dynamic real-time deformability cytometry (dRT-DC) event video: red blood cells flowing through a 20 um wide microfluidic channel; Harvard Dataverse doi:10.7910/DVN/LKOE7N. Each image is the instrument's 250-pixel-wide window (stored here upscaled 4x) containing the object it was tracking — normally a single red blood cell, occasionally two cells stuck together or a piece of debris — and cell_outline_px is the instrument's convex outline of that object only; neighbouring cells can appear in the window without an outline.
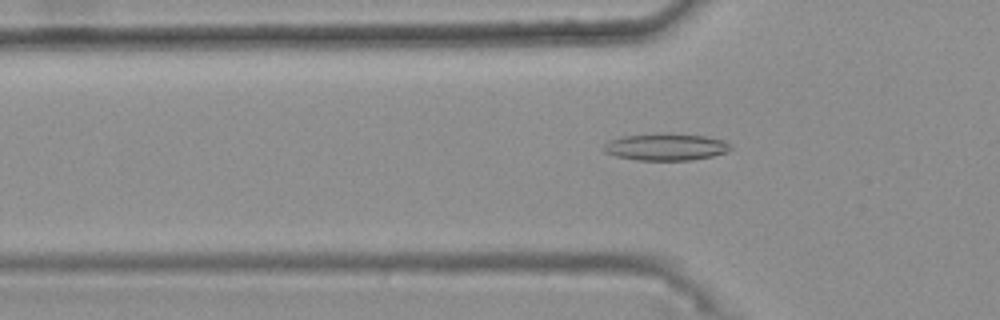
{"species": "common noctule bat (a hibernating species)", "species_latin": "Nyctalus noctula", "temperature_condition": "warm", "stored_images_in_passage": 49, "camera_frame_rate_fps": 3000, "um_per_image_px": 0.085, "animal": {"sex": "female", "body_mass_g": 25.1}, "frame": {"image": 1, "passage_image": 18, "time_ms": 5.667, "image_size_px": [1000, 320], "cell_outline_px": [[732, 148], [724, 152], [712, 156], [692, 160], [636, 160], [616, 156], [604, 152], [604, 144], [608, 140], [624, 136], [704, 136], [724, 140]], "centroid_in_image_um": [56.57, 12.54], "position_along_channel_um": 69.2, "area_um2": 18.84}}
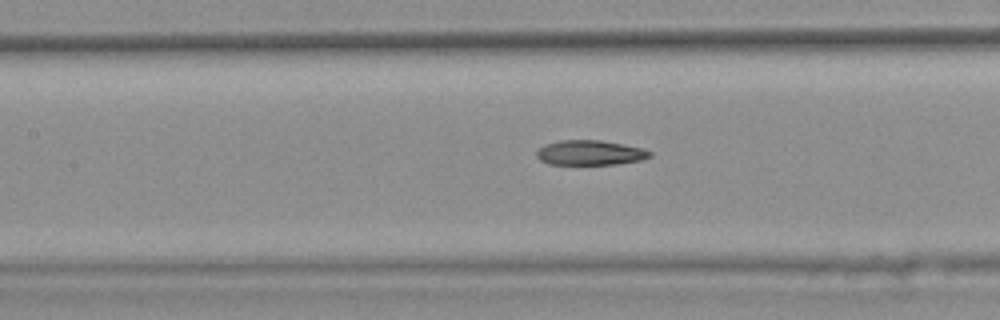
{"frame": {"image": 2, "passage_image": 25, "time_ms": 8.0, "image_size_px": [1000, 320], "cell_outline_px": [[652, 156], [640, 160], [616, 164], [548, 164], [540, 160], [536, 156], [536, 152], [544, 144], [560, 140], [600, 140], [624, 144], [640, 148], [652, 152]], "centroid_in_image_um": [50.13, 12.98], "position_along_channel_um": 157.3, "area_um2": 16.36}}
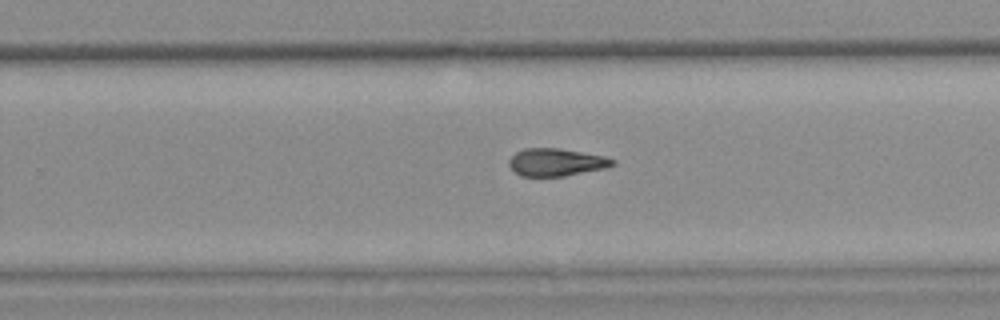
{"frame": {"image": 3, "passage_image": 35, "time_ms": 11.333, "image_size_px": [1000, 320], "cell_outline_px": [[616, 164], [604, 168], [564, 176], [520, 176], [508, 164], [508, 160], [516, 152], [524, 148], [560, 148], [604, 156], [616, 160]], "centroid_in_image_um": [47.27, 13.78], "position_along_channel_um": 282.5, "area_um2": 16.59}, "authors_computed_cell_mechanics": {"area_um2": 17.2244, "velocity_mm_per_s": 3.7684, "shape_relaxation_time_tau1_ms": null, "shape_relaxation_time_tau2_ms": 6.3704, "deformation_change_tau1": null, "deformation_change_tau2": 0.174}}